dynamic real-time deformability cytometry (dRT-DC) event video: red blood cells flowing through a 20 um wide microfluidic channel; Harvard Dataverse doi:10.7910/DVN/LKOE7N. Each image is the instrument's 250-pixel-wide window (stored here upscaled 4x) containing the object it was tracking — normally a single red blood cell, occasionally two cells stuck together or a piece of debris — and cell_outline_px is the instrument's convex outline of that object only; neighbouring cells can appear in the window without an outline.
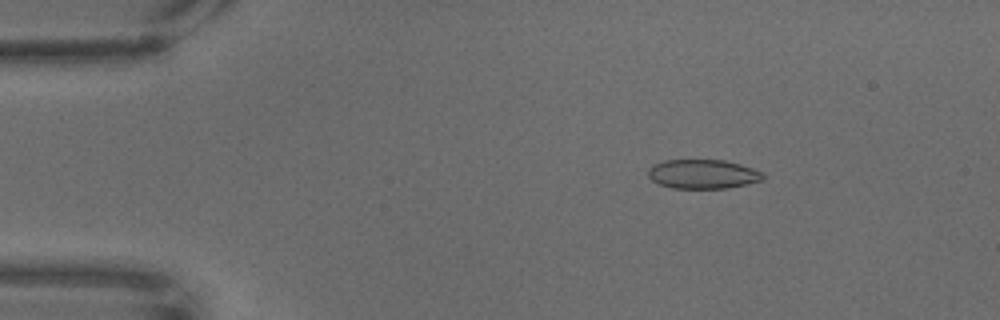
{"species": "common noctule bat (a hibernating species)", "species_latin": "Nyctalus noctula", "temperature_condition": "warm", "stored_images_in_passage": 69, "camera_frame_rate_fps": 3000, "um_per_image_px": 0.085, "animal": {"sex": "male", "body_mass_g": 18.8}, "frame": {"image": 1, "passage_image": 11, "time_ms": 3.333, "image_size_px": [1000, 320], "cell_outline_px": [[764, 180], [728, 188], [672, 188], [660, 184], [652, 180], [648, 176], [648, 168], [652, 164], [664, 160], [724, 160], [740, 164], [764, 172]], "centroid_in_image_um": [59.74, 14.79], "position_along_channel_um": 25.3, "area_um2": 19.65}}
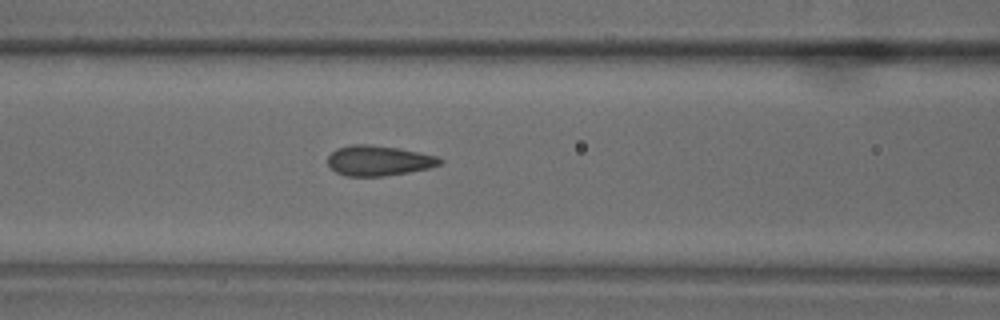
{"frame": {"image": 2, "passage_image": 29, "time_ms": 9.333, "image_size_px": [1000, 320], "cell_outline_px": [[444, 160], [440, 164], [428, 168], [408, 172], [384, 176], [344, 176], [336, 172], [328, 164], [328, 156], [336, 148], [352, 144], [368, 144], [400, 148], [436, 156]], "centroid_in_image_um": [32.16, 13.65], "position_along_channel_um": 134.4, "area_um2": 19.71}}
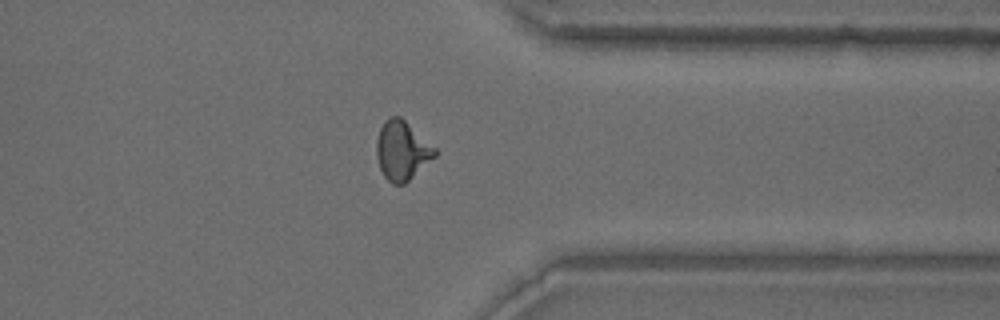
{"frame": {"image": 3, "passage_image": 54, "time_ms": 17.667, "image_size_px": [1000, 320], "cell_outline_px": [[436, 156], [404, 184], [392, 184], [384, 176], [380, 168], [376, 156], [376, 140], [380, 128], [384, 120], [392, 116], [400, 116], [436, 148]], "centroid_in_image_um": [34.15, 12.79], "position_along_channel_um": 377.2, "area_um2": 20.0}}